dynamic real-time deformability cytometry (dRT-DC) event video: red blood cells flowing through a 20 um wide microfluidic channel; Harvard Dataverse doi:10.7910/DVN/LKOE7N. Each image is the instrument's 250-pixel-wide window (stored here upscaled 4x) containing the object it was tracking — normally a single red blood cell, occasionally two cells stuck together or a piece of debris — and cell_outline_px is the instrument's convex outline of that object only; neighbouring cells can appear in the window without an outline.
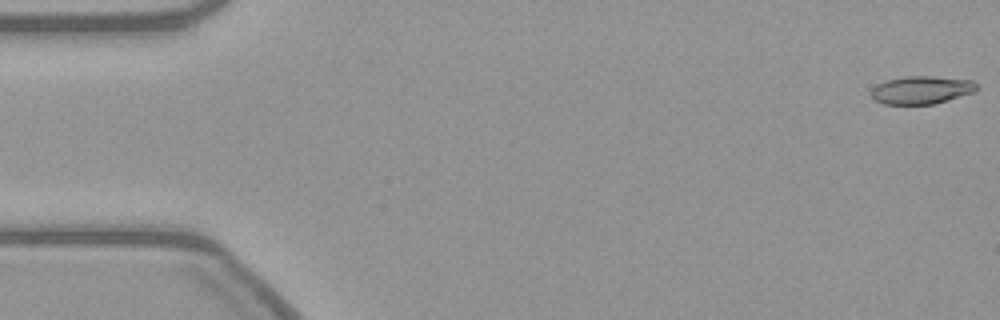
{"species": "common noctule bat (a hibernating species)", "species_latin": "Nyctalus noctula", "temperature_condition": "warm", "stored_images_in_passage": 52, "camera_frame_rate_fps": 3000, "um_per_image_px": 0.085, "animal": {"sex": "female", "body_mass_g": 21.9}, "frame": {"image": 1, "passage_image": 1, "time_ms": 0.0, "image_size_px": [1000, 320], "cell_outline_px": [[976, 92], [948, 100], [932, 104], [884, 104], [876, 100], [872, 96], [872, 88], [876, 84], [888, 80], [904, 76], [932, 76], [972, 80], [976, 84]], "centroid_in_image_um": [78.34, 7.64], "position_along_channel_um": 6.7, "area_um2": 17.11}}
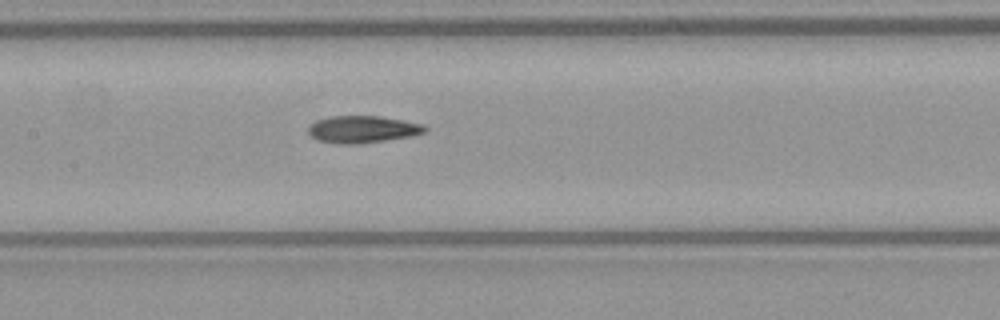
{"frame": {"image": 2, "passage_image": 26, "time_ms": 8.333, "image_size_px": [1000, 320], "cell_outline_px": [[428, 128], [424, 132], [412, 136], [360, 144], [336, 144], [316, 140], [308, 132], [308, 124], [316, 120], [328, 116], [380, 116], [404, 120], [424, 124]], "centroid_in_image_um": [30.79, 10.99], "position_along_channel_um": 176.6, "area_um2": 18.73}}
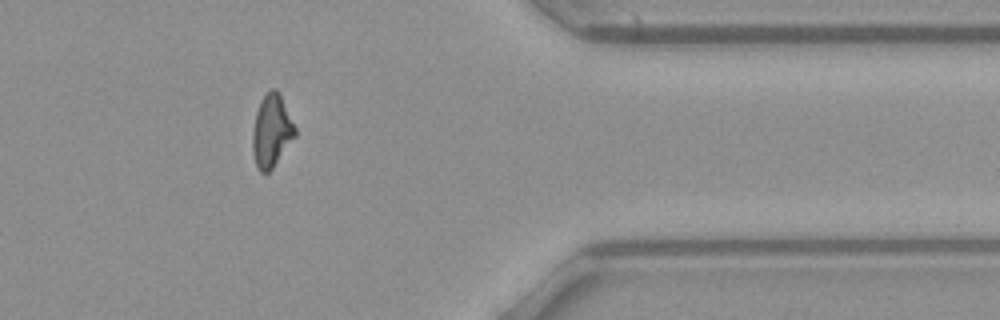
{"frame": {"image": 3, "passage_image": 45, "time_ms": 14.667, "image_size_px": [1000, 320], "cell_outline_px": [[296, 136], [272, 168], [268, 172], [260, 172], [256, 168], [252, 152], [252, 132], [256, 112], [260, 100], [268, 88], [276, 88], [280, 92], [296, 128]], "centroid_in_image_um": [23.07, 11.09], "position_along_channel_um": 388.3, "area_um2": 18.32}}